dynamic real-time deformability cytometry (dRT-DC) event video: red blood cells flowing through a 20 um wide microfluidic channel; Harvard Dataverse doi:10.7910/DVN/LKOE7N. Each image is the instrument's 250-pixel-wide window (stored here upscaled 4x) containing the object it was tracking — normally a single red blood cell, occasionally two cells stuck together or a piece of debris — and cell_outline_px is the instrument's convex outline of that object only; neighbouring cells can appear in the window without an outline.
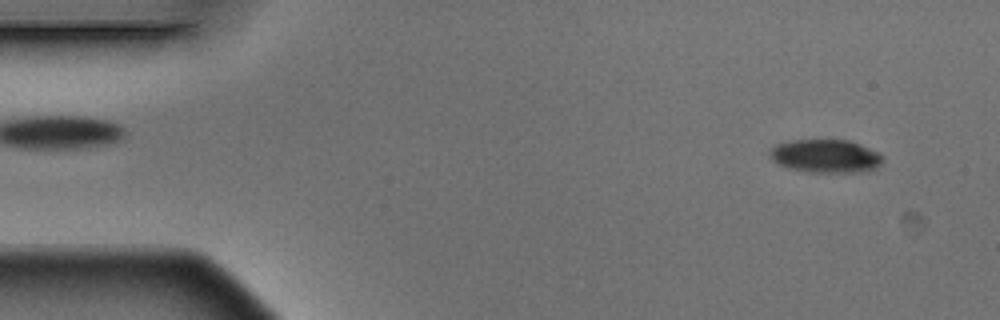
{"species": "Egyptian fruit bat (a non-hibernating species)", "species_latin": "Rousettus aegyptiacus", "temperature_condition": "warm", "stored_images_in_passage": 4, "camera_frame_rate_fps": 3000, "um_per_image_px": 0.085, "animal": {"sex": "male"}, "frame": {"image": 1, "passage_image": 1, "time_ms": 0.0, "image_size_px": [1000, 320], "cell_outline_px": [[880, 164], [876, 168], [856, 172], [812, 172], [788, 168], [772, 160], [768, 152], [776, 144], [792, 140], [852, 140], [880, 152]], "centroid_in_image_um": [70.16, 13.25], "position_along_channel_um": 14.8, "area_um2": 21.79}}
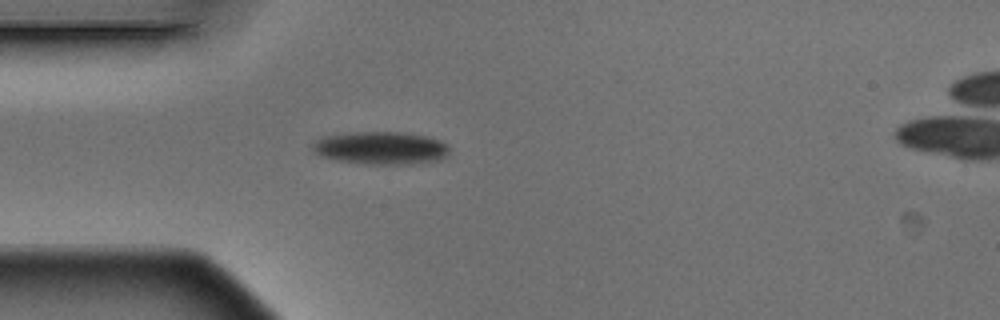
{"frame": {"image": 2, "passage_image": 4, "time_ms": 1.0, "image_size_px": [1000, 320], "cell_outline_px": [[448, 152], [440, 160], [412, 164], [368, 164], [336, 160], [320, 156], [312, 152], [312, 144], [316, 140], [324, 136], [352, 132], [400, 132], [428, 136], [440, 140], [448, 144]], "centroid_in_image_um": [32.35, 12.58], "position_along_channel_um": 52.6, "area_um2": 26.3}}